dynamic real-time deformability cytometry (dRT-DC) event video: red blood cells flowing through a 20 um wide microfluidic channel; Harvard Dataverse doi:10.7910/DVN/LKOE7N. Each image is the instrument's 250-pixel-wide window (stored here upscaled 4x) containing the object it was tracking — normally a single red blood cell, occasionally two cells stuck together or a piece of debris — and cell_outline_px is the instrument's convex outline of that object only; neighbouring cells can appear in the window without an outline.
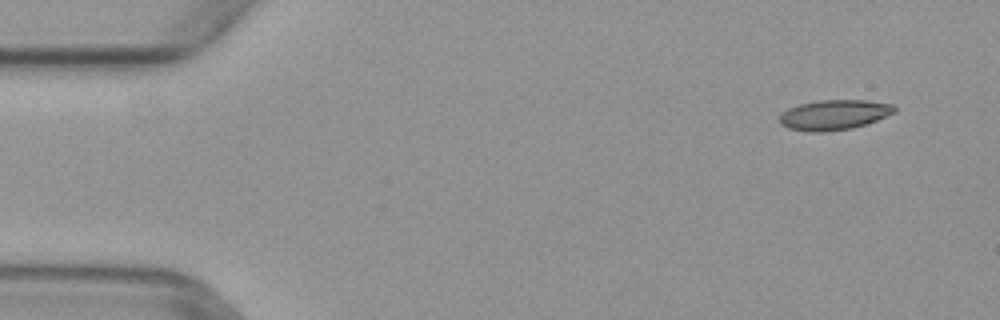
{"species": "common noctule bat (a hibernating species)", "species_latin": "Nyctalus noctula", "temperature_condition": "warm", "stored_images_in_passage": 5, "camera_frame_rate_fps": 3000, "um_per_image_px": 0.085, "animal": {"sex": "female", "body_mass_g": 29.2, "forearm_length_mm": 56.3}, "frame": {"image": 1, "passage_image": 1, "time_ms": 0.0, "image_size_px": [1000, 320], "cell_outline_px": [[896, 112], [876, 120], [852, 128], [820, 132], [808, 132], [788, 128], [780, 124], [776, 120], [780, 112], [788, 108], [800, 104], [820, 100], [864, 100], [892, 104], [896, 108]], "centroid_in_image_um": [70.83, 9.76], "position_along_channel_um": 14.2, "area_um2": 20.23}}